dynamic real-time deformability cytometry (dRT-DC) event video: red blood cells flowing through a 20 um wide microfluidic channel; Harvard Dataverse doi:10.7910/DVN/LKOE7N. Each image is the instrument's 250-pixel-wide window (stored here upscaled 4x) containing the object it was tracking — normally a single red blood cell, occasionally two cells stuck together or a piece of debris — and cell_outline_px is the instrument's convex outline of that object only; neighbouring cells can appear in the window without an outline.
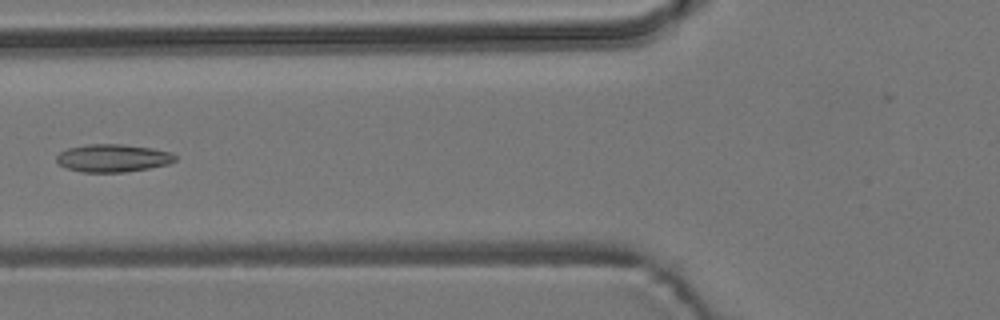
{"species": "common noctule bat (a hibernating species)", "species_latin": "Nyctalus noctula", "temperature_condition": "room temperature", "stored_images_in_passage": 7, "camera_frame_rate_fps": 3000, "um_per_image_px": 0.085, "animal": {"sex": "male", "body_mass_g": 19.2, "forearm_length_mm": 51.8}, "frame": {"image": 1, "passage_image": 7, "time_ms": 6.667, "image_size_px": [1000, 320], "cell_outline_px": [[176, 160], [168, 164], [148, 168], [124, 172], [84, 172], [68, 168], [60, 164], [56, 160], [56, 156], [60, 152], [68, 148], [84, 144], [124, 144], [152, 148], [172, 152], [176, 156]], "centroid_in_image_um": [9.61, 13.42], "position_along_channel_um": 116.2, "area_um2": 19.19}}